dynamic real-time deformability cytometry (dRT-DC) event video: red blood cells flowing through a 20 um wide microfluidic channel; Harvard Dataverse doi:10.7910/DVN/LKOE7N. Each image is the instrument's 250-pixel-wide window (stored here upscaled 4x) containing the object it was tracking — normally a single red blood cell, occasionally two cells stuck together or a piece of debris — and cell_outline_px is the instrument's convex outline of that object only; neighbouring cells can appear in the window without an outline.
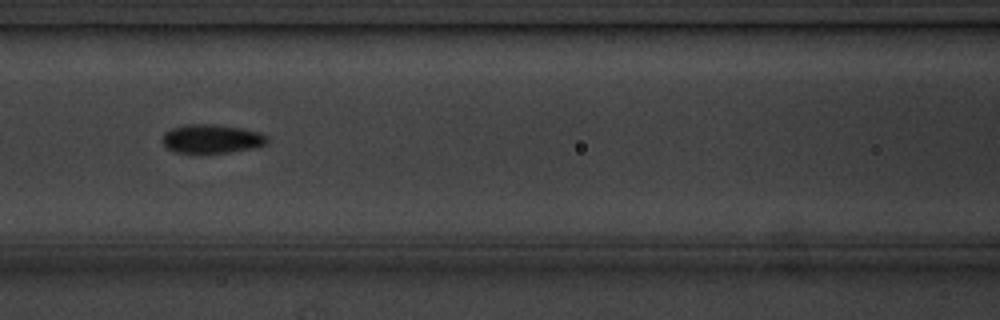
{"species": "common noctule bat (a hibernating species)", "species_latin": "Nyctalus noctula", "temperature_condition": "cold", "stored_images_in_passage": 7, "camera_frame_rate_fps": 3000, "um_per_image_px": 0.085, "animal": {"sex": "male", "body_mass_g": 20.1, "forearm_length_mm": 53.5}, "frame": {"image": 1, "passage_image": 7, "time_ms": 7.0, "image_size_px": [1000, 320], "cell_outline_px": [[268, 140], [264, 144], [252, 148], [228, 152], [176, 152], [168, 148], [160, 140], [164, 132], [172, 128], [184, 124], [216, 124], [244, 128], [260, 132], [268, 136]], "centroid_in_image_um": [17.98, 11.77], "position_along_channel_um": 148.6, "area_um2": 17.57}}